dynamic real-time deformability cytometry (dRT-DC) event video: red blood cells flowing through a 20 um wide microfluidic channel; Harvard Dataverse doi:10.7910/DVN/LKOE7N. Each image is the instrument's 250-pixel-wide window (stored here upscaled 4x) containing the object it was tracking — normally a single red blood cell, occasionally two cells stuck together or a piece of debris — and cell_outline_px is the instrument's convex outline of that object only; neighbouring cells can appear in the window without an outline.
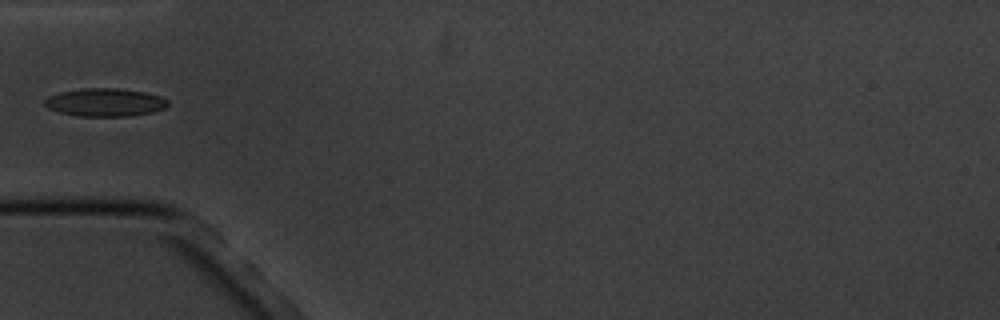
{"species": "common noctule bat (a hibernating species)", "species_latin": "Nyctalus noctula", "temperature_condition": "cold", "stored_images_in_passage": 1, "camera_frame_rate_fps": 3000, "um_per_image_px": 0.085, "animal": {"sex": "male", "body_mass_g": 20.1, "forearm_length_mm": 53.5}, "frame": {"image": 1, "passage_image": 1, "time_ms": 0.0, "image_size_px": [1000, 320], "cell_outline_px": [[168, 104], [164, 108], [152, 112], [128, 116], [76, 116], [60, 112], [48, 108], [44, 104], [44, 100], [48, 96], [60, 92], [80, 88], [116, 88], [144, 92], [160, 96], [168, 100]], "centroid_in_image_um": [8.9, 8.7], "position_along_channel_um": 76.1, "area_um2": 20.11}}